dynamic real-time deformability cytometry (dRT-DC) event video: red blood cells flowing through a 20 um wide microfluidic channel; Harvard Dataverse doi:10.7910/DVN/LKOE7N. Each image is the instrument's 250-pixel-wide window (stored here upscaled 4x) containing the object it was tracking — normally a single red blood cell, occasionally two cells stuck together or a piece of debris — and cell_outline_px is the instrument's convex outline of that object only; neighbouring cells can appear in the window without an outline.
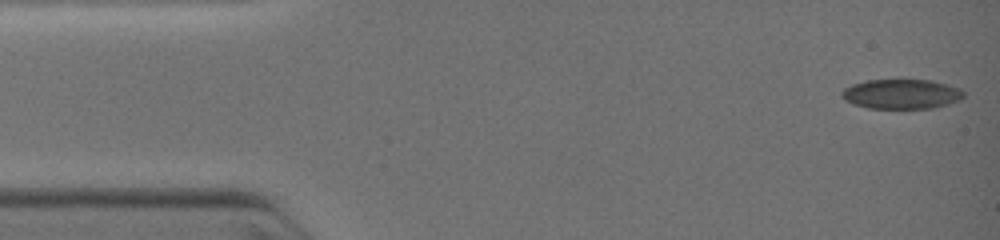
{"species": "common noctule bat (a hibernating species)", "species_latin": "Nyctalus noctula", "temperature_condition": "warm", "stored_images_in_passage": 7, "camera_frame_rate_fps": 3000, "um_per_image_px": 0.085, "animal": {"sex": "female", "body_mass_g": 19.0, "forearm_length_mm": 51.5}, "frame": {"image": 1, "passage_image": 1, "time_ms": 0.0, "image_size_px": [1000, 240], "cell_outline_px": [[964, 96], [960, 100], [948, 104], [932, 108], [868, 108], [852, 104], [844, 100], [840, 96], [840, 92], [844, 88], [852, 84], [868, 80], [932, 80], [948, 84], [960, 88], [964, 92]], "centroid_in_image_um": [76.61, 7.99], "position_along_channel_um": 8.4, "area_um2": 21.27}}